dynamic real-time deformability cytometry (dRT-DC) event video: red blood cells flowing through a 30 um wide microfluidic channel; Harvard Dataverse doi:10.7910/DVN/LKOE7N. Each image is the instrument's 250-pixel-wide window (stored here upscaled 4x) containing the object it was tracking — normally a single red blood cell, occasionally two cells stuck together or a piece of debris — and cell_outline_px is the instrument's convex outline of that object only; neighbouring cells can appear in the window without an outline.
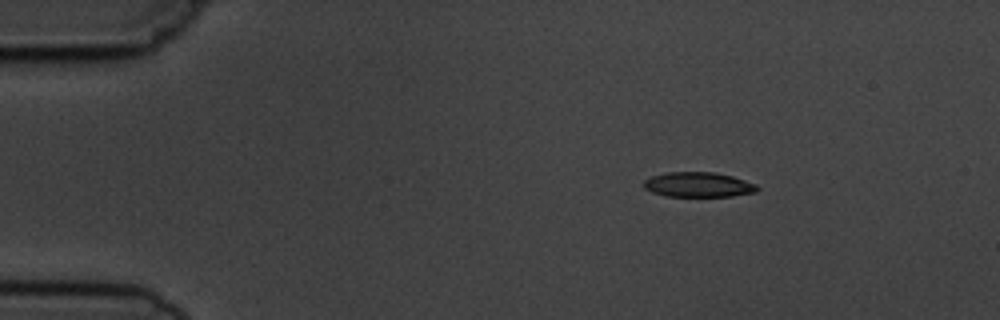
{"species": "common noctule bat (a hibernating species)", "species_latin": "Nyctalus noctula", "temperature_condition": "cold", "stored_images_in_passage": 5, "segment_of_instrument_passage": [1, 2], "camera_frame_rate_fps": 3000, "um_per_image_px": 0.085, "animal": {"sex": "male", "body_mass_g": 19.5, "forearm_length_mm": 54.6}, "frame": {"image": 1, "passage_image": 2, "time_ms": 1.333, "image_size_px": [1000, 320], "cell_outline_px": [[760, 188], [756, 192], [732, 196], [664, 196], [652, 192], [644, 188], [644, 180], [652, 176], [668, 172], [716, 172], [732, 176], [756, 184]], "centroid_in_image_um": [59.37, 15.69], "position_along_channel_um": 25.6, "area_um2": 16.47}}